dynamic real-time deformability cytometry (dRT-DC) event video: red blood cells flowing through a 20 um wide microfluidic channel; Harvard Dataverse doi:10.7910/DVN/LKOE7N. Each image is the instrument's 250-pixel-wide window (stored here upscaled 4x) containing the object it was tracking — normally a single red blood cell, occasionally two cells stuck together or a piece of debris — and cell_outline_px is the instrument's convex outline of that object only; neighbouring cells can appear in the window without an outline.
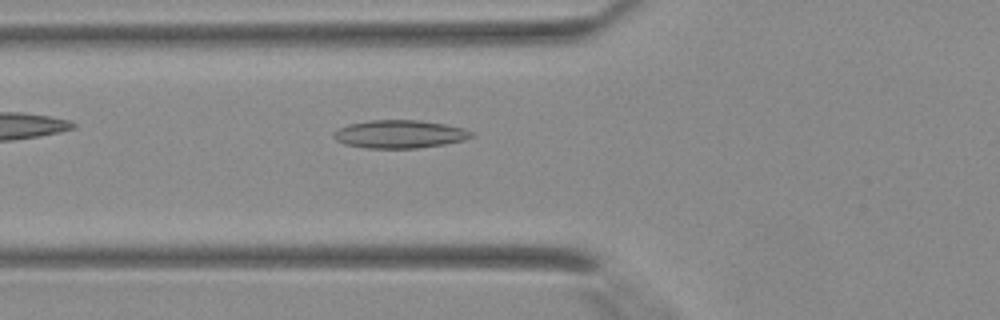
{"species": "Egyptian fruit bat (a non-hibernating species)", "species_latin": "Rousettus aegyptiacus", "temperature_condition": "warm", "stored_images_in_passage": 40, "camera_frame_rate_fps": 3000, "um_per_image_px": 0.085, "animal": {"sex": "female"}, "frame": {"image": 1, "passage_image": 14, "time_ms": 4.333, "image_size_px": [1000, 320], "cell_outline_px": [[472, 136], [464, 140], [444, 144], [416, 148], [368, 148], [344, 144], [336, 140], [332, 136], [332, 132], [348, 124], [372, 120], [420, 120], [444, 124], [460, 128], [472, 132]], "centroid_in_image_um": [33.91, 11.4], "position_along_channel_um": 91.9, "area_um2": 22.31}}
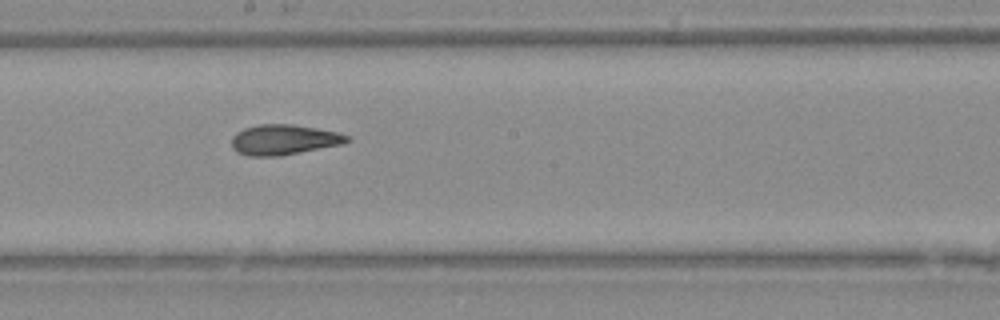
{"frame": {"image": 2, "passage_image": 22, "time_ms": 7.0, "image_size_px": [1000, 320], "cell_outline_px": [[352, 140], [340, 144], [280, 156], [252, 156], [240, 152], [232, 148], [232, 136], [236, 132], [244, 128], [260, 124], [292, 124], [316, 128], [336, 132], [348, 136]], "centroid_in_image_um": [24.1, 11.86], "position_along_channel_um": 224.1, "area_um2": 20.06}}
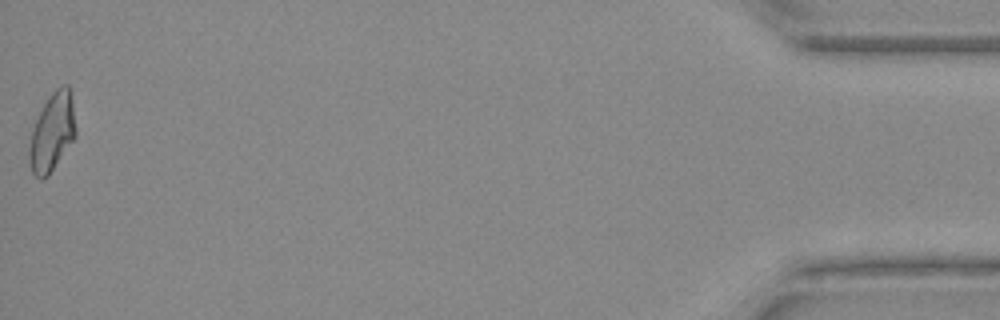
{"frame": {"image": 3, "passage_image": 40, "time_ms": 13.0, "image_size_px": [1000, 320], "cell_outline_px": [[76, 136], [48, 176], [40, 180], [32, 172], [28, 164], [28, 148], [32, 132], [36, 120], [44, 104], [52, 92], [60, 84], [68, 84], [72, 100], [76, 128]], "centroid_in_image_um": [4.43, 11.25], "position_along_channel_um": 430.8, "area_um2": 21.15}}